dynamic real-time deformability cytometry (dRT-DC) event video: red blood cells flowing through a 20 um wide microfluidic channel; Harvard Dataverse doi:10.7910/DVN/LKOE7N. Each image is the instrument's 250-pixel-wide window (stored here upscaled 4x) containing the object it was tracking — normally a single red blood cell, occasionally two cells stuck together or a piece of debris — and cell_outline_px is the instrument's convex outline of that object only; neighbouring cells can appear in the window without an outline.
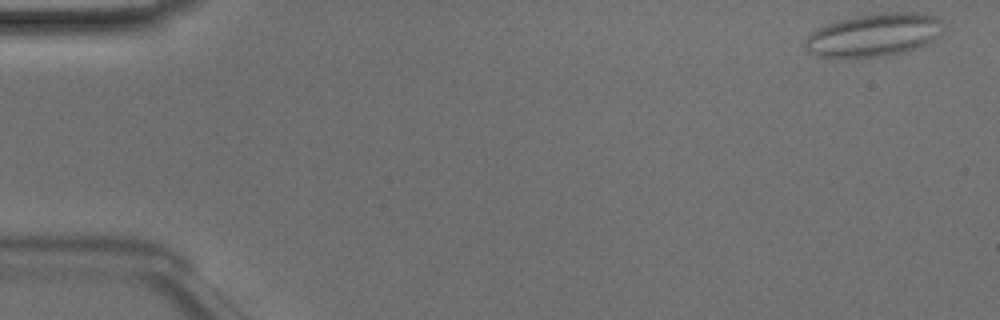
{"species": "Egyptian fruit bat (a non-hibernating species)", "species_latin": "Rousettus aegyptiacus", "temperature_condition": "room temperature", "stored_images_in_passage": 45, "camera_frame_rate_fps": 3000, "um_per_image_px": 0.085, "animal": {"sex": "male"}, "frame": {"image": 1, "passage_image": 1, "time_ms": 0.0, "image_size_px": [1000, 320], "cell_outline_px": [[944, 28], [940, 36], [928, 44], [920, 48], [880, 56], [816, 56], [808, 52], [804, 48], [804, 40], [816, 28], [852, 16], [880, 12], [924, 12], [940, 16], [944, 24]], "centroid_in_image_um": [74.37, 2.93], "position_along_channel_um": 10.6, "area_um2": 35.03}}
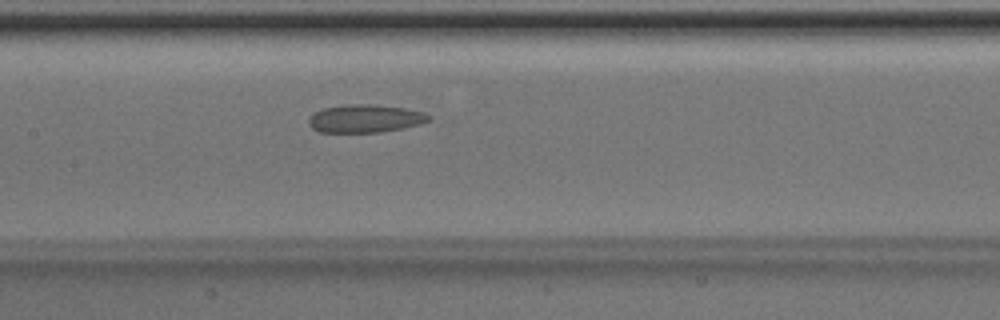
{"frame": {"image": 2, "passage_image": 23, "time_ms": 7.333, "image_size_px": [1000, 320], "cell_outline_px": [[432, 116], [428, 120], [420, 124], [404, 128], [380, 132], [320, 132], [312, 128], [308, 124], [308, 120], [316, 112], [324, 108], [348, 104], [372, 104], [404, 108], [424, 112]], "centroid_in_image_um": [31.06, 10.08], "position_along_channel_um": 176.3, "area_um2": 19.48}}
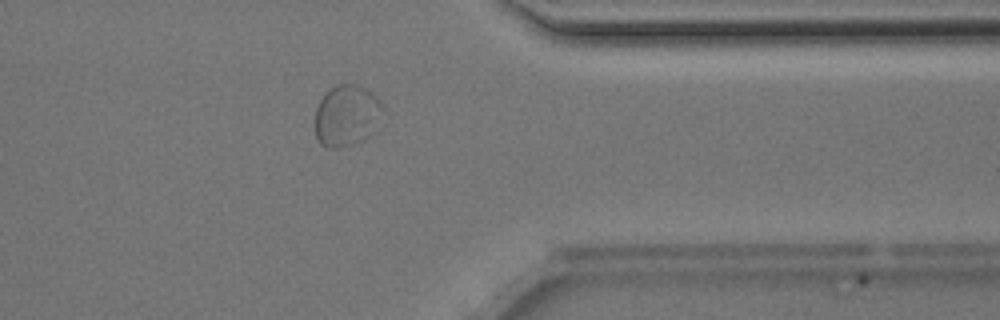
{"frame": {"image": 3, "passage_image": 39, "time_ms": 12.667, "image_size_px": [1000, 320], "cell_outline_px": [[384, 108], [376, 132], [352, 144], [340, 148], [324, 148], [320, 144], [316, 136], [316, 108], [324, 92], [336, 84], [356, 84], [364, 88], [376, 96], [384, 104]], "centroid_in_image_um": [29.49, 9.82], "position_along_channel_um": 381.9, "area_um2": 24.62}, "authors_computed_cell_mechanics": {"area_um2": 23.2934, "velocity_mm_per_s": 4.0272, "shape_relaxation_time_tau1_ms": 1.3013, "shape_relaxation_time_tau2_ms": 2.1132, "deformation_change_tau1": 0.0571, "deformation_change_tau2": 0.0652}}